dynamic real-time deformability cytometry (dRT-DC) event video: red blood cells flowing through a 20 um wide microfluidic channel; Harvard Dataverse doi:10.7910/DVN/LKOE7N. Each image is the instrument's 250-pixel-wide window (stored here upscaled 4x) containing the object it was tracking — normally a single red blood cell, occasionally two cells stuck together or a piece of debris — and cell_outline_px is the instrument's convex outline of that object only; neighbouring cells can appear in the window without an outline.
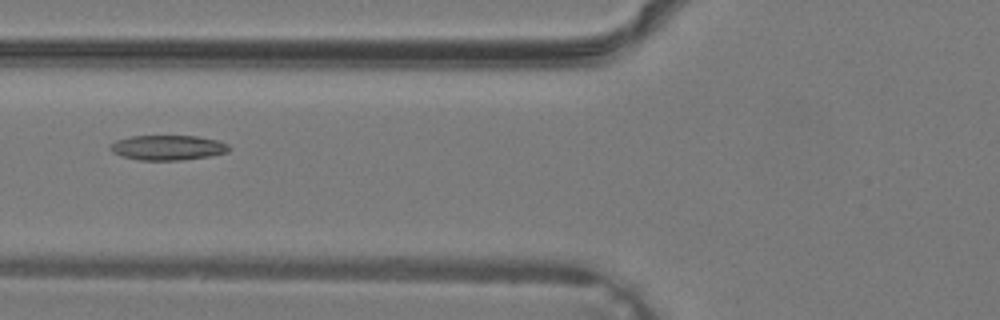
{"species": "common noctule bat (a hibernating species)", "species_latin": "Nyctalus noctula", "temperature_condition": "warm", "stored_images_in_passage": 26, "camera_frame_rate_fps": 3000, "um_per_image_px": 0.085, "animal": {"sex": "male", "body_mass_g": 19.2, "forearm_length_mm": 51.8}, "frame": {"image": 1, "passage_image": 3, "time_ms": 0.667, "image_size_px": [1000, 320], "cell_outline_px": [[232, 148], [228, 152], [208, 156], [180, 160], [140, 160], [124, 156], [112, 152], [108, 148], [116, 140], [132, 136], [196, 136], [216, 140], [228, 144]], "centroid_in_image_um": [14.28, 12.54], "position_along_channel_um": 111.5, "area_um2": 17.11}}
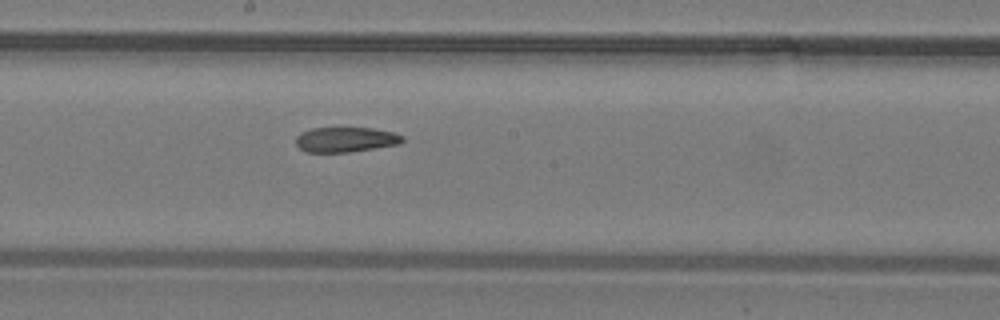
{"frame": {"image": 2, "passage_image": 9, "time_ms": 2.667, "image_size_px": [1000, 320], "cell_outline_px": [[404, 140], [400, 144], [348, 152], [304, 152], [296, 144], [296, 136], [300, 132], [312, 128], [336, 124], [372, 128], [392, 132], [404, 136]], "centroid_in_image_um": [29.34, 11.8], "position_along_channel_um": 218.9, "area_um2": 16.42}}
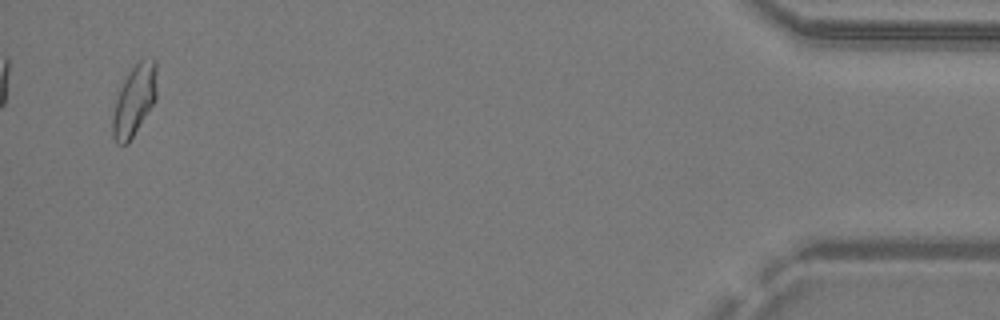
{"frame": {"image": 3, "passage_image": 25, "time_ms": 8.0, "image_size_px": [1000, 320], "cell_outline_px": [[156, 100], [128, 144], [116, 144], [112, 136], [112, 116], [116, 100], [120, 88], [128, 72], [140, 60], [156, 60]], "centroid_in_image_um": [11.4, 8.57], "position_along_channel_um": 423.8, "area_um2": 18.09}}